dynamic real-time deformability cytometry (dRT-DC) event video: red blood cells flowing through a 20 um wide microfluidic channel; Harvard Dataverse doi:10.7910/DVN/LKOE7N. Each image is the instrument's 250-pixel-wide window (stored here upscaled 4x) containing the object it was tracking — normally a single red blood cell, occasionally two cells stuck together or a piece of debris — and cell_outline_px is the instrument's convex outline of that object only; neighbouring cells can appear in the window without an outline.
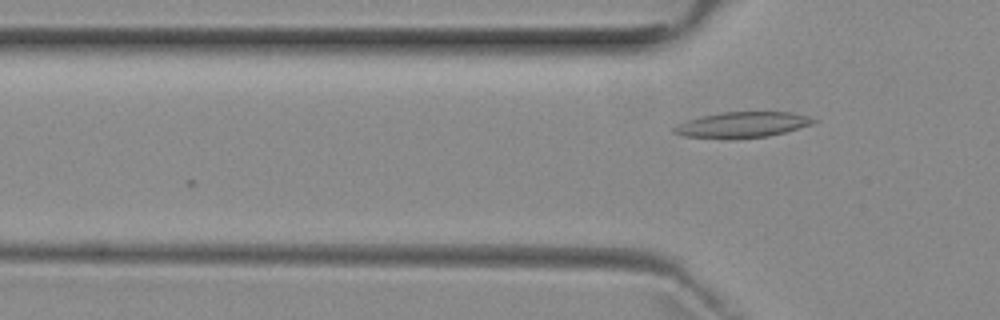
{"species": "common noctule bat (a hibernating species)", "species_latin": "Nyctalus noctula", "temperature_condition": "room temperature", "stored_images_in_passage": 3, "camera_frame_rate_fps": 3000, "um_per_image_px": 0.085, "animal": {"sex": "female", "body_mass_g": 29.2, "forearm_length_mm": 56.3}, "frame": {"image": 1, "passage_image": 2, "time_ms": 1.333, "image_size_px": [1000, 320], "cell_outline_px": [[816, 120], [812, 124], [784, 132], [768, 136], [684, 136], [672, 132], [672, 128], [688, 120], [700, 116], [720, 112], [792, 112], [808, 116]], "centroid_in_image_um": [63.13, 10.55], "position_along_channel_um": 62.7, "area_um2": 19.77}}
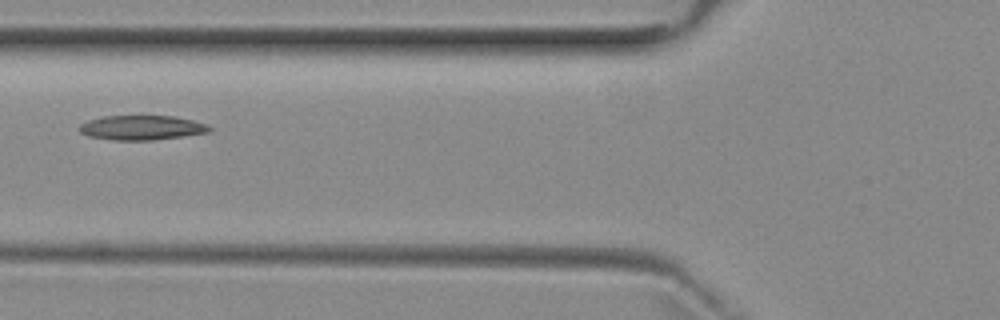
{"frame": {"image": 2, "passage_image": 3, "time_ms": 2.667, "image_size_px": [1000, 320], "cell_outline_px": [[212, 132], [184, 136], [152, 140], [112, 140], [88, 136], [80, 132], [76, 128], [80, 124], [88, 120], [104, 116], [176, 116], [208, 124], [212, 128]], "centroid_in_image_um": [12.06, 10.85], "position_along_channel_um": 113.7, "area_um2": 18.84}}